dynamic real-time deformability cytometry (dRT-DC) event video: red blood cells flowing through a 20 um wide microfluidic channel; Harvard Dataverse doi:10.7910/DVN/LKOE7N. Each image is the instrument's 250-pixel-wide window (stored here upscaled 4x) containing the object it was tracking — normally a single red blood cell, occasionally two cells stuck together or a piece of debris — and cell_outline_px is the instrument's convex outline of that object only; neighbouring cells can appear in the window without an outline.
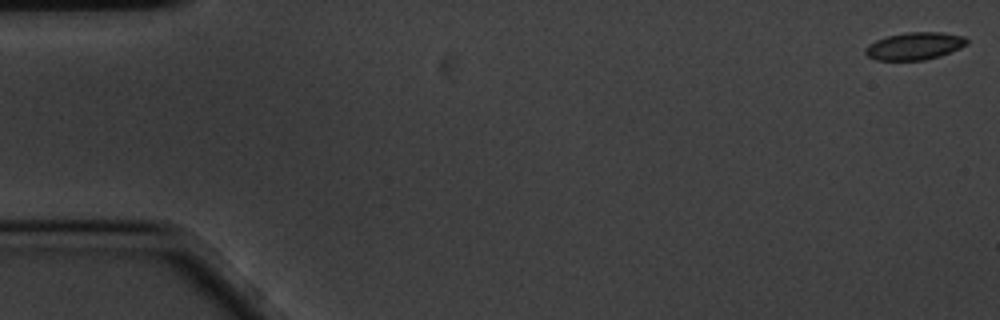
{"species": "common noctule bat (a hibernating species)", "species_latin": "Nyctalus noctula", "temperature_condition": "cold", "stored_images_in_passage": 17, "camera_frame_rate_fps": 3000, "um_per_image_px": 0.085, "animal": {"sex": "male", "body_mass_g": 20.1, "forearm_length_mm": 53.5}, "frame": {"image": 1, "passage_image": 1, "time_ms": 0.0, "image_size_px": [1000, 320], "cell_outline_px": [[968, 44], [960, 48], [940, 56], [924, 60], [876, 60], [868, 56], [864, 52], [864, 48], [868, 44], [876, 40], [888, 36], [908, 32], [940, 32], [964, 36], [968, 40]], "centroid_in_image_um": [77.74, 3.91], "position_along_channel_um": 7.3, "area_um2": 16.24}}
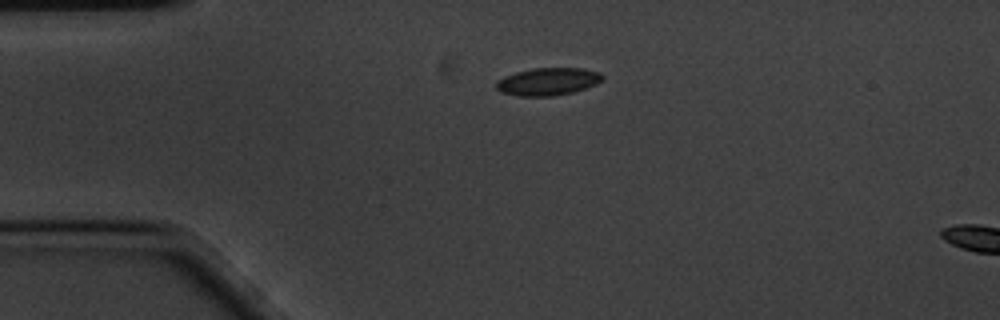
{"frame": {"image": 2, "passage_image": 13, "time_ms": 4.0, "image_size_px": [1000, 320], "cell_outline_px": [[604, 80], [596, 84], [572, 92], [552, 96], [516, 96], [500, 92], [496, 88], [496, 80], [504, 76], [516, 72], [532, 68], [584, 68], [600, 72], [604, 76]], "centroid_in_image_um": [46.56, 6.93], "position_along_channel_um": 38.4, "area_um2": 17.22}}